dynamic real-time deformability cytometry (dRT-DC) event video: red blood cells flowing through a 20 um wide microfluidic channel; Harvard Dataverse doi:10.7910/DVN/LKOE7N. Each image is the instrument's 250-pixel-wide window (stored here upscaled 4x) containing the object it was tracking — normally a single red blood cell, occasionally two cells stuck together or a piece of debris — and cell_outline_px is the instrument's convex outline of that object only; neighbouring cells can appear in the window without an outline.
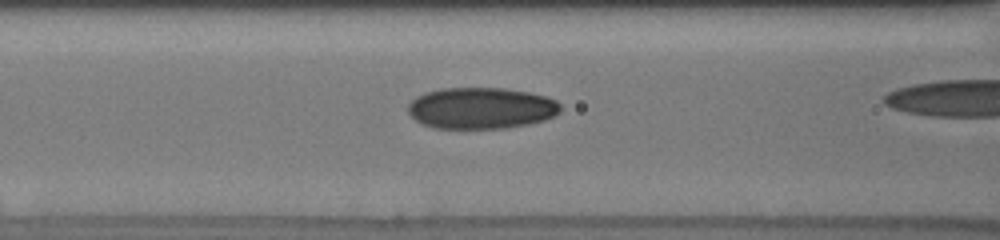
{"species": "human", "species_latin": "Homo sapiens", "temperature_condition": "cold", "stored_images_in_passage": 38, "camera_frame_rate_fps": 3000, "um_per_image_px": 0.085, "donor": {"sex": "male"}, "frame": {"image": 1, "passage_image": 18, "time_ms": 4.0, "image_size_px": [1000, 240], "cell_outline_px": [[560, 112], [556, 116], [544, 120], [528, 124], [504, 128], [432, 128], [420, 124], [408, 112], [408, 104], [416, 96], [424, 92], [440, 88], [504, 88], [528, 92], [544, 96], [556, 100], [560, 104]], "centroid_in_image_um": [40.87, 9.19], "position_along_channel_um": 125.7, "area_um2": 36.99}}